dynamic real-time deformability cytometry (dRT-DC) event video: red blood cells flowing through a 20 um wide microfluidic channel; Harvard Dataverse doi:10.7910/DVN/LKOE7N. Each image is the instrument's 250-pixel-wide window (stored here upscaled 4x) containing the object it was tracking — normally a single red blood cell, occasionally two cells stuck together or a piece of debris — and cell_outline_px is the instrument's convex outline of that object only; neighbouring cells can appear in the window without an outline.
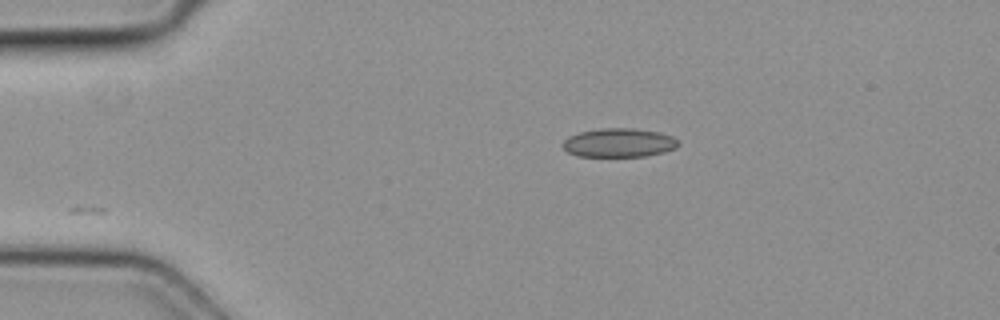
{"species": "common noctule bat (a hibernating species)", "species_latin": "Nyctalus noctula", "temperature_condition": "cold", "stored_images_in_passage": 4, "camera_frame_rate_fps": 3000, "um_per_image_px": 0.085, "animal": {"sex": "female", "body_mass_g": 19.3, "forearm_length_mm": 54.1}, "frame": {"image": 1, "passage_image": 2, "time_ms": 0.333, "image_size_px": [1000, 320], "cell_outline_px": [[680, 144], [676, 148], [664, 152], [644, 156], [576, 156], [568, 152], [564, 148], [564, 140], [568, 136], [580, 132], [600, 128], [632, 128], [660, 132], [672, 136]], "centroid_in_image_um": [52.62, 12.13], "position_along_channel_um": 32.4, "area_um2": 19.36}}
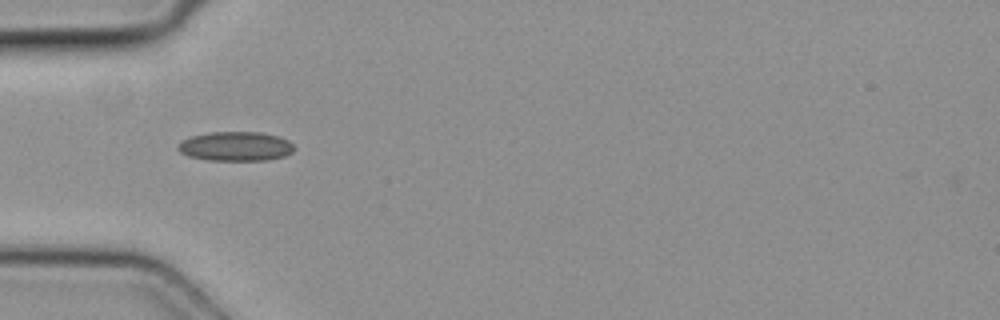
{"frame": {"image": 2, "passage_image": 3, "time_ms": 0.667, "image_size_px": [1000, 320], "cell_outline_px": [[296, 148], [292, 152], [284, 156], [268, 160], [208, 160], [188, 156], [180, 152], [176, 148], [184, 140], [192, 136], [212, 132], [260, 132], [280, 136], [288, 140]], "centroid_in_image_um": [20.07, 12.44], "position_along_channel_um": 64.9, "area_um2": 19.83}}
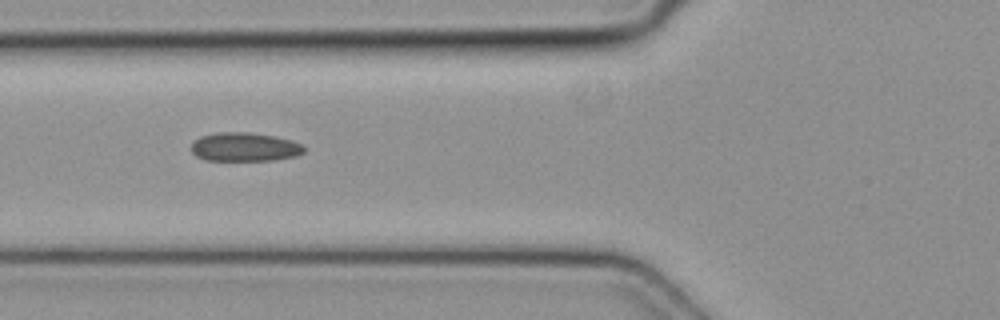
{"frame": {"image": 3, "passage_image": 4, "time_ms": 1.0, "image_size_px": [1000, 320], "cell_outline_px": [[304, 152], [296, 156], [272, 160], [204, 160], [196, 156], [192, 152], [192, 144], [200, 136], [216, 132], [248, 132], [272, 136], [288, 140], [300, 144], [304, 148]], "centroid_in_image_um": [20.75, 12.49], "position_along_channel_um": 105.1, "area_um2": 18.67}}